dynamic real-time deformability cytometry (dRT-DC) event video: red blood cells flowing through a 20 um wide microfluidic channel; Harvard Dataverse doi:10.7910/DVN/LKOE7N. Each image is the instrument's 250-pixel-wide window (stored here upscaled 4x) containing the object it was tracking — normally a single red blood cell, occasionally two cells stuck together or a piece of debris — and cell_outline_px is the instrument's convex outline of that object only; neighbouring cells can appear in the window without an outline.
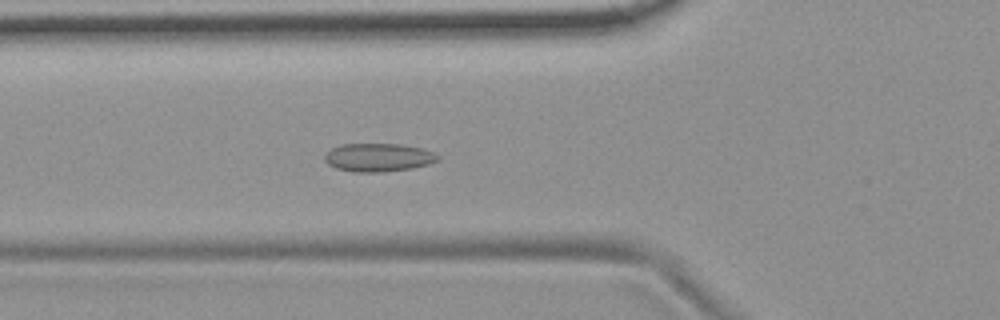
{"species": "common noctule bat (a hibernating species)", "species_latin": "Nyctalus noctula", "temperature_condition": "room temperature", "stored_images_in_passage": 5, "camera_frame_rate_fps": 3000, "um_per_image_px": 0.085, "animal": {"sex": "female", "body_mass_g": 19.9}, "frame": {"image": 1, "passage_image": 5, "time_ms": 5.333, "image_size_px": [1000, 320], "cell_outline_px": [[440, 156], [436, 160], [428, 164], [412, 168], [384, 172], [352, 172], [336, 168], [328, 164], [324, 160], [324, 156], [332, 148], [340, 144], [400, 144], [420, 148], [432, 152]], "centroid_in_image_um": [32.12, 13.39], "position_along_channel_um": 93.7, "area_um2": 18.55}}